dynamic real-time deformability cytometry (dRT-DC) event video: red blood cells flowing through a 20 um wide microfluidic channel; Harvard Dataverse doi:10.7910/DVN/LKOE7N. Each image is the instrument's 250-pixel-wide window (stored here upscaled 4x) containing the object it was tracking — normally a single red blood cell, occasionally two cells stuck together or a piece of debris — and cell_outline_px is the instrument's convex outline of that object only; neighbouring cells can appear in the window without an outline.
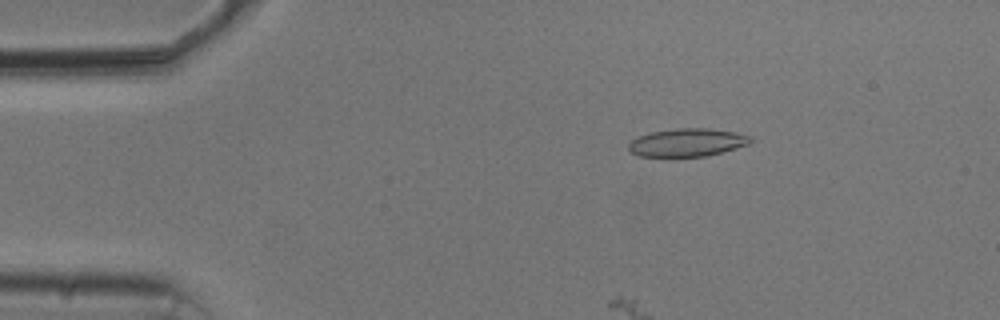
{"species": "common noctule bat (a hibernating species)", "species_latin": "Nyctalus noctula", "temperature_condition": "cold", "stored_images_in_passage": 55, "camera_frame_rate_fps": 3000, "um_per_image_px": 0.085, "animal": {"sex": "male", "body_mass_g": 20.5, "forearm_length_mm": 52.5}, "frame": {"image": 1, "passage_image": 9, "time_ms": 2.667, "image_size_px": [1000, 320], "cell_outline_px": [[752, 140], [748, 144], [736, 148], [704, 156], [640, 156], [632, 152], [628, 148], [628, 144], [632, 140], [640, 136], [652, 132], [676, 128], [708, 128], [736, 132], [752, 136]], "centroid_in_image_um": [58.44, 12.1], "position_along_channel_um": 26.6, "area_um2": 19.65}}